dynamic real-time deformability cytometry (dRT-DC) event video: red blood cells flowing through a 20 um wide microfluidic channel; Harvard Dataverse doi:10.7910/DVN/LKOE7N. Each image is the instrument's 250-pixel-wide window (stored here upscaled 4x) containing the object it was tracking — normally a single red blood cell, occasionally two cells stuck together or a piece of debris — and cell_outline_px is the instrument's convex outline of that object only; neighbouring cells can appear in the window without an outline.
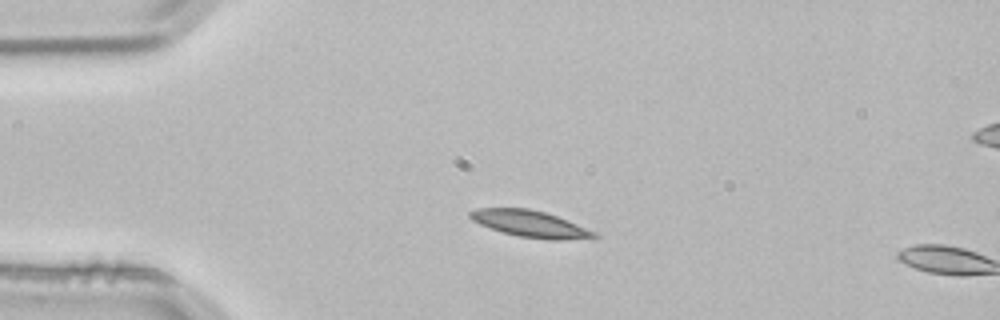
{"species": "common noctule bat (a hibernating species)", "species_latin": "Nyctalus noctula", "temperature_condition": "room temperature", "stored_images_in_passage": 3, "camera_frame_rate_fps": 3000, "um_per_image_px": 0.085, "animal": {"sex": "male", "body_mass_g": 21.5, "forearm_length_mm": 52.0}, "frame": {"image": 1, "passage_image": 2, "time_ms": 0.333, "image_size_px": [1000, 320], "cell_outline_px": [[600, 236], [560, 240], [548, 240], [516, 236], [500, 232], [480, 224], [472, 220], [468, 216], [468, 212], [476, 208], [528, 208], [544, 212], [556, 216], [596, 232]], "centroid_in_image_um": [44.99, 19.02], "position_along_channel_um": 40.0, "area_um2": 19.13}}